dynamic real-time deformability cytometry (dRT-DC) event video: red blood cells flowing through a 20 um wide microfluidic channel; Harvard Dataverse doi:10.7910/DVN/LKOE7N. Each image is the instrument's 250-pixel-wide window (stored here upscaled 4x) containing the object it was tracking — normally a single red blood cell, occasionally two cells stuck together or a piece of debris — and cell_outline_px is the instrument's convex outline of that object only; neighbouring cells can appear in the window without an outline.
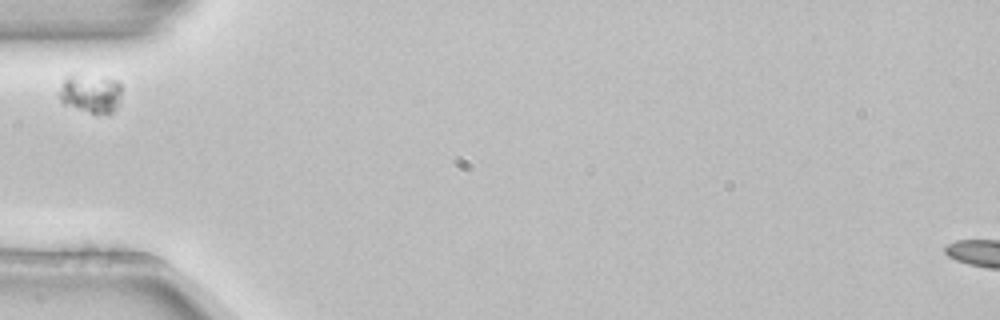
{"species": "common noctule bat (a hibernating species)", "species_latin": "Nyctalus noctula", "temperature_condition": "room temperature", "stored_images_in_passage": 1, "camera_frame_rate_fps": 3000, "um_per_image_px": 0.085, "animal": {"sex": "female", "body_mass_g": 22.7, "forearm_length_mm": 54.2}, "frame": {"image": 1, "passage_image": 1, "time_ms": 0.0, "image_size_px": [1000, 320], "cell_outline_px": [[124, 88], [120, 104], [112, 112], [92, 112], [64, 104], [60, 100], [56, 92], [64, 76], [68, 72], [72, 72], [120, 80]], "centroid_in_image_um": [7.69, 7.85], "position_along_channel_um": 77.3, "area_um2": 14.91}}